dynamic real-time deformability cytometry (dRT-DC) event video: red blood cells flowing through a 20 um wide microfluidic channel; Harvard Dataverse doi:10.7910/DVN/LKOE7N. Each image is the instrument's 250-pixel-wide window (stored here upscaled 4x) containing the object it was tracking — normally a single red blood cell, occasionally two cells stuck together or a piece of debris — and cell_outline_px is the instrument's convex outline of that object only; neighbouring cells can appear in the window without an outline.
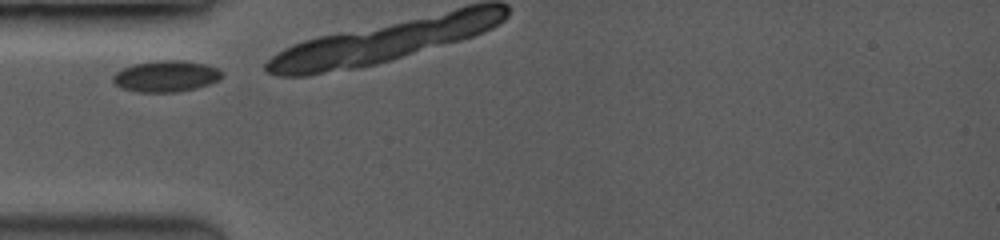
{"species": "common noctule bat (a hibernating species)", "species_latin": "Nyctalus noctula", "temperature_condition": "room temperature", "stored_images_in_passage": 3, "camera_frame_rate_fps": 3500, "um_per_image_px": 0.085, "animal": {"sex": "female", "body_mass_g": 19.0, "forearm_length_mm": 53.3}, "frame": {"image": 1, "passage_image": 1, "time_ms": 0.0, "image_size_px": [1000, 240], "cell_outline_px": [[220, 80], [196, 88], [172, 92], [140, 92], [124, 88], [116, 84], [112, 80], [112, 76], [116, 72], [132, 64], [160, 60], [184, 60], [204, 64], [220, 68]], "centroid_in_image_um": [14.11, 6.47], "position_along_channel_um": 70.9, "area_um2": 19.65}}